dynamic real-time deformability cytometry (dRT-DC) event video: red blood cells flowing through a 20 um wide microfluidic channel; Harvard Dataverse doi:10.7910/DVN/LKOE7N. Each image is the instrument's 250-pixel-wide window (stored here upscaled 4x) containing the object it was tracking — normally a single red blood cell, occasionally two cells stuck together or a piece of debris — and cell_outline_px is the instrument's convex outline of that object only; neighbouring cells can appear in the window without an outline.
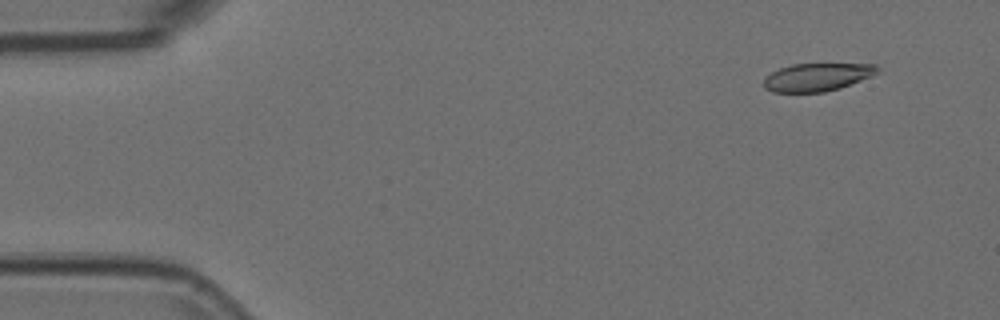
{"species": "Egyptian fruit bat (a non-hibernating species)", "species_latin": "Rousettus aegyptiacus", "temperature_condition": "room temperature", "stored_images_in_passage": 4, "camera_frame_rate_fps": 3000, "um_per_image_px": 0.085, "animal": {"sex": "female"}, "frame": {"image": 1, "passage_image": 1, "time_ms": 0.0, "image_size_px": [1000, 320], "cell_outline_px": [[880, 72], [872, 76], [840, 88], [824, 92], [772, 92], [764, 88], [764, 80], [772, 72], [780, 68], [792, 64], [876, 64], [880, 68]], "centroid_in_image_um": [69.49, 6.55], "position_along_channel_um": 15.5, "area_um2": 18.5}}
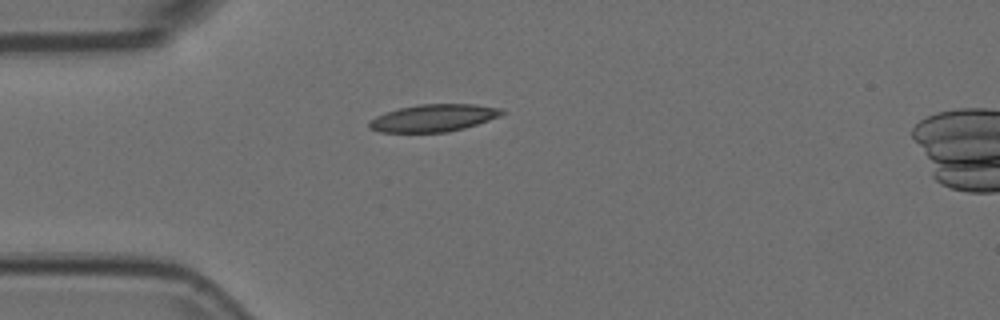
{"frame": {"image": 2, "passage_image": 4, "time_ms": 1.0, "image_size_px": [1000, 320], "cell_outline_px": [[508, 112], [500, 116], [464, 128], [448, 132], [380, 132], [368, 128], [368, 120], [376, 116], [400, 108], [420, 104], [476, 104], [504, 108]], "centroid_in_image_um": [36.89, 10.02], "position_along_channel_um": 48.1, "area_um2": 21.21}}